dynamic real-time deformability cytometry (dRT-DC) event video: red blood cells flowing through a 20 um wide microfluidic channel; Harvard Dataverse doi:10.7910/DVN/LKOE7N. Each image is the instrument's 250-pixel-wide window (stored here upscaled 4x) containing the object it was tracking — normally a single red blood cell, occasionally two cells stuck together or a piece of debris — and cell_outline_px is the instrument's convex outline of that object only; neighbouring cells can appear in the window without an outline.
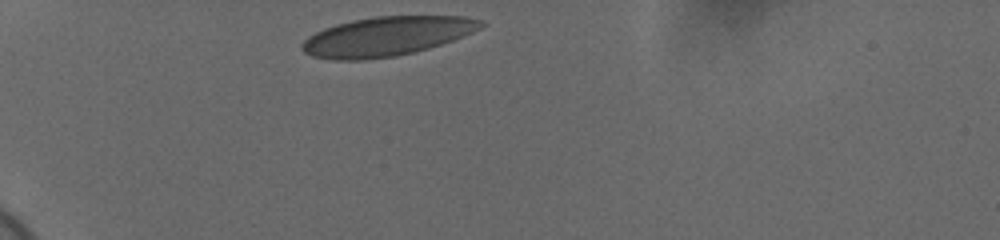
{"species": "human", "species_latin": "Homo sapiens", "temperature_condition": "cold", "stored_images_in_passage": 33, "camera_frame_rate_fps": 3000, "um_per_image_px": 0.085, "donor": {"sex": "female"}, "frame": {"image": 1, "passage_image": 1, "time_ms": 0.0, "image_size_px": [1000, 240], "cell_outline_px": [[484, 24], [480, 28], [472, 32], [452, 40], [428, 48], [396, 56], [364, 60], [332, 60], [312, 56], [304, 52], [300, 48], [300, 44], [308, 36], [324, 28], [336, 24], [352, 20], [376, 16], [464, 16], [480, 20]], "centroid_in_image_um": [32.8, 3.09], "position_along_channel_um": 52.2, "area_um2": 40.75}}
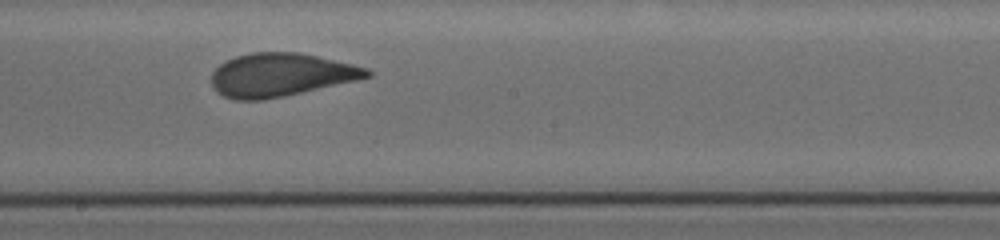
{"frame": {"image": 2, "passage_image": 18, "time_ms": 5.667, "image_size_px": [1000, 240], "cell_outline_px": [[372, 76], [356, 80], [284, 96], [260, 100], [236, 100], [224, 96], [216, 92], [212, 88], [212, 72], [220, 64], [236, 56], [252, 52], [296, 52], [316, 56], [352, 64], [368, 68], [372, 72]], "centroid_in_image_um": [23.84, 6.36], "position_along_channel_um": 224.4, "area_um2": 38.96}}
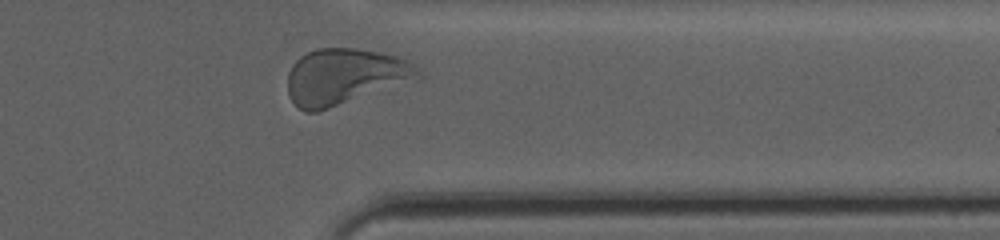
{"frame": {"image": 3, "passage_image": 31, "time_ms": 10.0, "image_size_px": [1000, 240], "cell_outline_px": [[424, 76], [420, 80], [316, 112], [304, 112], [292, 100], [288, 92], [288, 72], [292, 64], [300, 56], [316, 48], [356, 48], [380, 52], [396, 56], [408, 60]], "centroid_in_image_um": [29.35, 6.5], "position_along_channel_um": 382.1, "area_um2": 42.95}, "authors_computed_cell_mechanics": {"area_um2": 39.3618, "velocity_mm_per_s": 3.6603, "shape_relaxation_time_tau1_ms": 3.77, "shape_relaxation_time_tau2_ms": null, "deformation_change_tau1": 0.1294, "deformation_change_tau2": null}}